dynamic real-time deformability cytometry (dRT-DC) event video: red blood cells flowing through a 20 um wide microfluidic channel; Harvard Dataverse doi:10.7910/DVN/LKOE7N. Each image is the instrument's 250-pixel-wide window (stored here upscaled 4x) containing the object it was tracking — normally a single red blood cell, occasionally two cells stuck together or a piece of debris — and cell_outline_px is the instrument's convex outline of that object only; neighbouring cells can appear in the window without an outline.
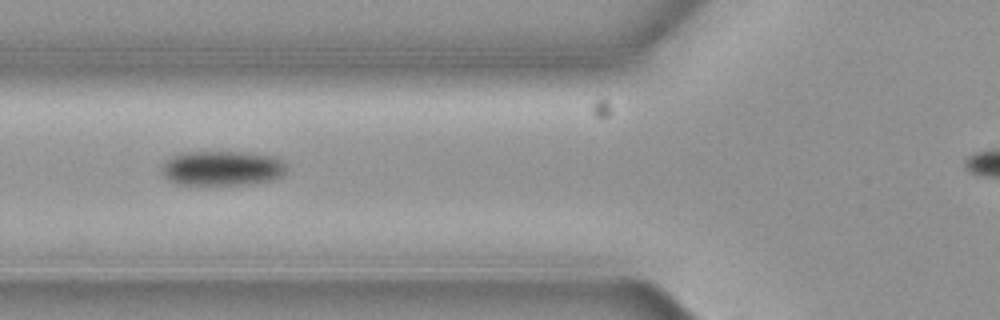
{"species": "common noctule bat (a hibernating species)", "species_latin": "Nyctalus noctula", "temperature_condition": "cold", "stored_images_in_passage": 4, "camera_frame_rate_fps": 3000, "um_per_image_px": 0.085, "animal": {"sex": "female", "body_mass_g": 19.3, "forearm_length_mm": 54.1}, "frame": {"image": 1, "passage_image": 4, "time_ms": 1.0, "image_size_px": [1000, 320], "cell_outline_px": [[284, 172], [280, 176], [272, 180], [248, 184], [212, 188], [176, 184], [168, 180], [164, 176], [160, 164], [172, 156], [184, 152], [244, 152], [272, 156], [280, 160], [284, 164]], "centroid_in_image_um": [18.78, 14.35], "position_along_channel_um": 107.0, "area_um2": 26.13}}